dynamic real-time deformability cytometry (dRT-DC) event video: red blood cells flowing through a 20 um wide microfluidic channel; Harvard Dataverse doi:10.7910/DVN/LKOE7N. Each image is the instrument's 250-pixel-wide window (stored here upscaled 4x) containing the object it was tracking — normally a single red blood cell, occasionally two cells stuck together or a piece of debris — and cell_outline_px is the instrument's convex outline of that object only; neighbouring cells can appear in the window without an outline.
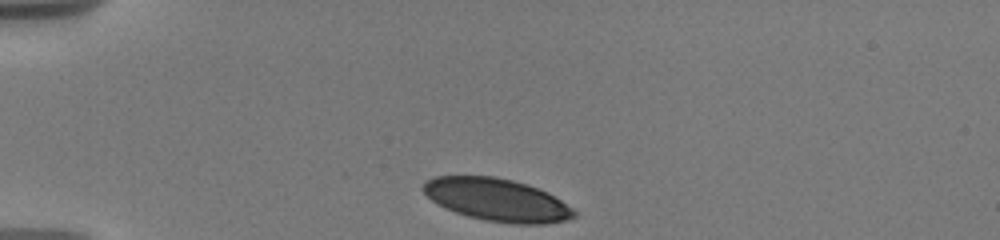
{"species": "human", "species_latin": "Homo sapiens", "temperature_condition": "warm", "stored_images_in_passage": 11, "camera_frame_rate_fps": 3000, "um_per_image_px": 0.085, "donor": {"sex": "male"}, "frame": {"image": 1, "passage_image": 1, "time_ms": 0.0, "image_size_px": [1000, 240], "cell_outline_px": [[576, 216], [564, 220], [544, 224], [512, 224], [484, 220], [468, 216], [444, 208], [436, 204], [420, 188], [424, 180], [432, 176], [496, 176], [528, 184], [548, 192], [572, 208], [576, 212]], "centroid_in_image_um": [42.2, 16.97], "position_along_channel_um": 42.8, "area_um2": 37.69}}